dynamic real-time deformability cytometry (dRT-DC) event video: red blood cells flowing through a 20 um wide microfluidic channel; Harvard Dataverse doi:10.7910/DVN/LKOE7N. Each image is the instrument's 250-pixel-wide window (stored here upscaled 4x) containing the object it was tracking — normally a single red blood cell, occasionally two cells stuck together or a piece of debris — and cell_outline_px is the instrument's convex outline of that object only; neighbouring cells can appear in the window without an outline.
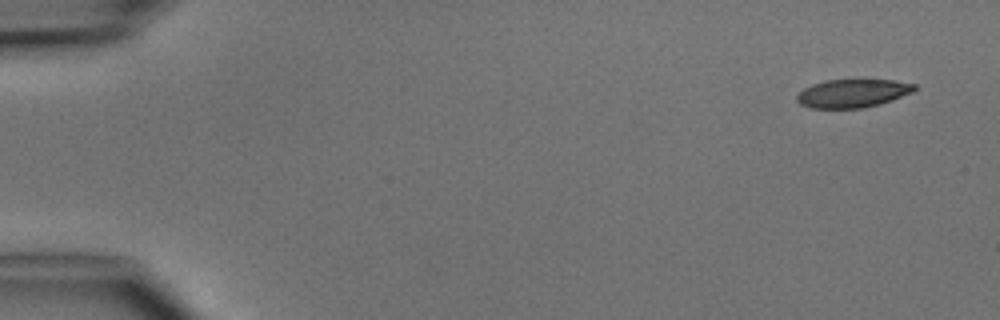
{"species": "common noctule bat (a hibernating species)", "species_latin": "Nyctalus noctula", "temperature_condition": "cold", "stored_images_in_passage": 5, "camera_frame_rate_fps": 3000, "um_per_image_px": 0.085, "animal": {"sex": "male", "body_mass_g": 15.6}, "frame": {"image": 1, "passage_image": 1, "time_ms": 0.0, "image_size_px": [1000, 320], "cell_outline_px": [[920, 88], [912, 92], [892, 100], [880, 104], [864, 108], [812, 108], [800, 104], [796, 100], [796, 96], [804, 88], [812, 84], [824, 80], [896, 80], [916, 84]], "centroid_in_image_um": [72.51, 7.93], "position_along_channel_um": 12.5, "area_um2": 19.54}}
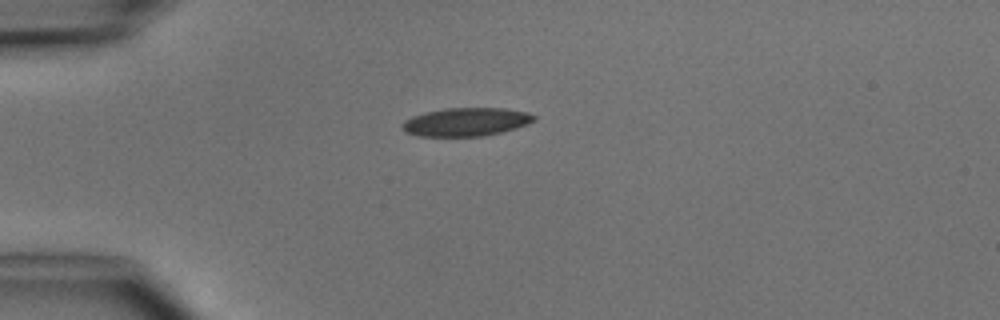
{"frame": {"image": 2, "passage_image": 4, "time_ms": 3.333, "image_size_px": [1000, 320], "cell_outline_px": [[536, 120], [528, 124], [516, 128], [484, 136], [416, 136], [404, 132], [400, 128], [400, 124], [404, 120], [412, 116], [424, 112], [448, 108], [504, 108], [528, 112], [536, 116]], "centroid_in_image_um": [39.58, 10.36], "position_along_channel_um": 45.4, "area_um2": 22.02}}
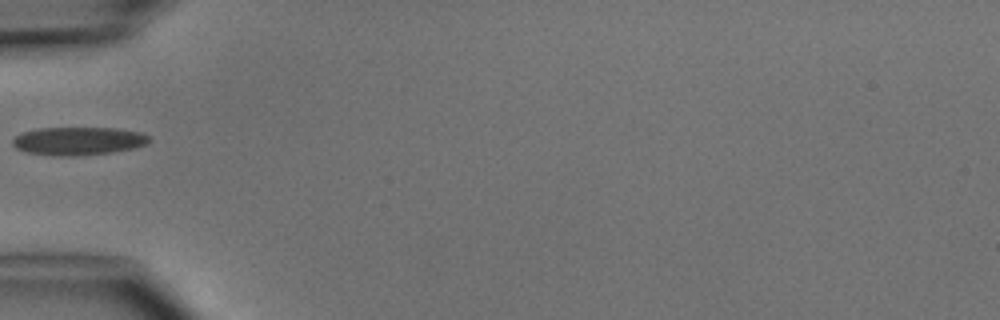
{"frame": {"image": 3, "passage_image": 5, "time_ms": 4.667, "image_size_px": [1000, 320], "cell_outline_px": [[152, 140], [148, 144], [132, 148], [112, 152], [76, 156], [56, 156], [24, 152], [16, 148], [12, 144], [12, 140], [16, 136], [24, 132], [36, 128], [116, 128], [140, 132], [148, 136]], "centroid_in_image_um": [6.65, 11.99], "position_along_channel_um": 78.4, "area_um2": 22.48}}